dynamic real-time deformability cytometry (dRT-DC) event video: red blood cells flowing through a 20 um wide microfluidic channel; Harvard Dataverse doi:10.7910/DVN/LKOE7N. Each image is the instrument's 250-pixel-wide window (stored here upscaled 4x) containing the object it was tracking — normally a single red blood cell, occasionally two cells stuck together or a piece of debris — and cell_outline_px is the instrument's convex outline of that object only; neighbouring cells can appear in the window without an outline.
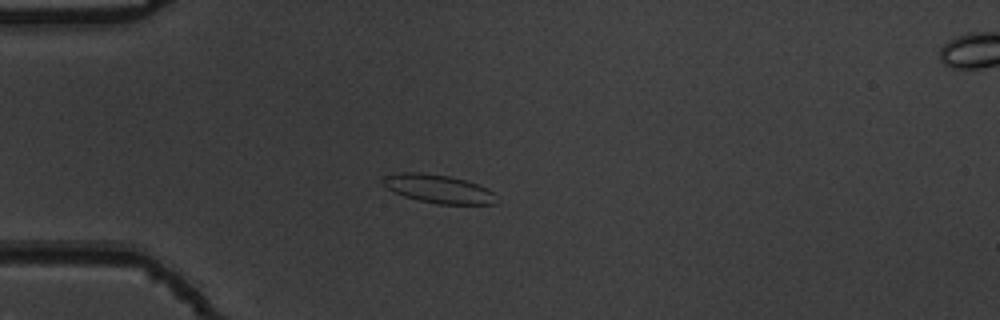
{"species": "common noctule bat (a hibernating species)", "species_latin": "Nyctalus noctula", "temperature_condition": "warm", "stored_images_in_passage": 40, "camera_frame_rate_fps": 3000, "um_per_image_px": 0.085, "animal": {"sex": "male", "body_mass_g": 19.5, "forearm_length_mm": 54.6}, "frame": {"image": 1, "passage_image": 1, "time_ms": 0.0, "image_size_px": [1000, 320], "cell_outline_px": [[496, 204], [436, 204], [404, 196], [384, 188], [380, 184], [384, 176], [400, 172], [420, 172], [448, 176], [464, 180], [488, 188], [492, 192]], "centroid_in_image_um": [37.18, 16.04], "position_along_channel_um": 47.8, "area_um2": 18.73}}
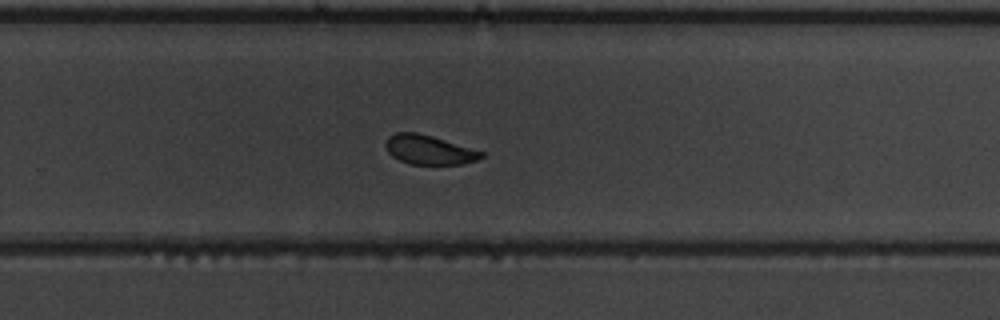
{"frame": {"image": 2, "passage_image": 22, "time_ms": 7.0, "image_size_px": [1000, 320], "cell_outline_px": [[484, 156], [476, 160], [460, 164], [408, 164], [392, 156], [388, 152], [384, 144], [388, 136], [396, 132], [416, 132], [432, 136], [484, 152]], "centroid_in_image_um": [36.42, 12.73], "position_along_channel_um": 293.4, "area_um2": 16.24}}
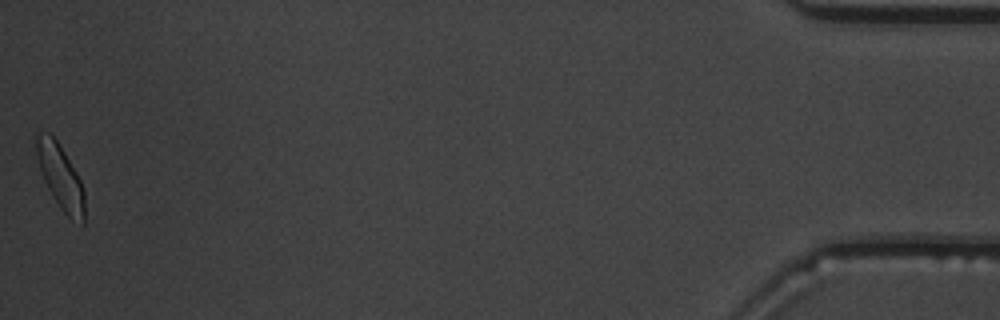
{"frame": {"image": 3, "passage_image": 40, "time_ms": 13.0, "image_size_px": [1000, 320], "cell_outline_px": [[84, 224], [68, 216], [60, 208], [52, 196], [44, 180], [40, 168], [36, 152], [36, 136], [40, 132], [48, 132], [56, 140], [64, 152], [76, 172], [84, 188]], "centroid_in_image_um": [5.14, 15.03], "position_along_channel_um": 430.1, "area_um2": 17.63}, "authors_computed_cell_mechanics": {"area_um2": 17.629, "velocity_mm_per_s": 3.7871, "shape_relaxation_time_tau1_ms": 5.0581, "shape_relaxation_time_tau2_ms": 1.6522, "deformation_change_tau1": 0.1787, "deformation_change_tau2": 0.0743}}